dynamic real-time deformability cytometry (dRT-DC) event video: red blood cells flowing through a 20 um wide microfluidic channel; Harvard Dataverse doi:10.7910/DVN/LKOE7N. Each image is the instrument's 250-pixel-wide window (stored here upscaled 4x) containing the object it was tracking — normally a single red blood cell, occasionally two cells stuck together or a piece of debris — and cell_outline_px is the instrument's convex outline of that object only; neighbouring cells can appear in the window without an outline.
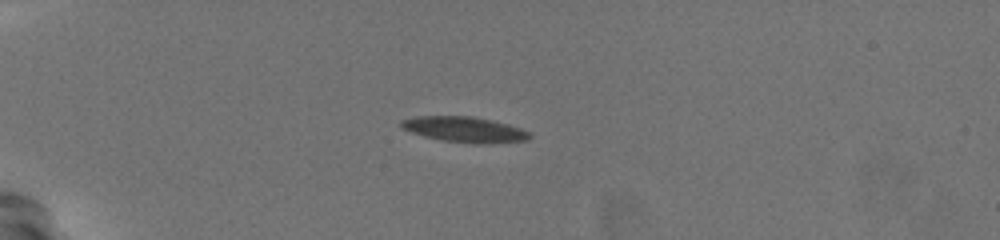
{"species": "common noctule bat (a hibernating species)", "species_latin": "Nyctalus noctula", "temperature_condition": "warm", "stored_images_in_passage": 42, "camera_frame_rate_fps": 3000, "um_per_image_px": 0.085, "animal": {"sex": "female", "body_mass_g": 19.5, "forearm_length_mm": 54.1}, "frame": {"image": 1, "passage_image": 1, "time_ms": 0.0, "image_size_px": [1000, 240], "cell_outline_px": [[532, 136], [528, 140], [488, 144], [472, 144], [440, 140], [424, 136], [400, 128], [400, 120], [416, 116], [472, 116], [492, 120], [508, 124], [532, 132]], "centroid_in_image_um": [39.51, 11.01], "position_along_channel_um": 45.5, "area_um2": 19.42}}
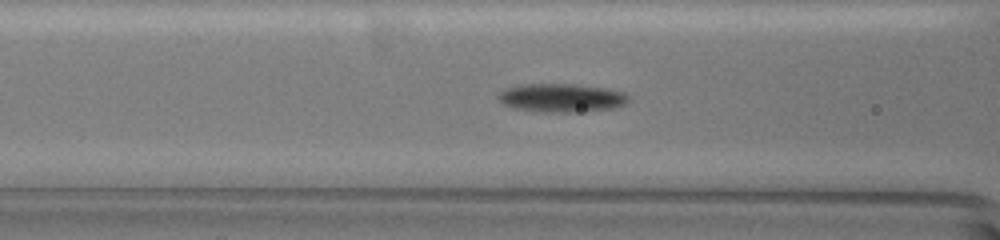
{"frame": {"image": 2, "passage_image": 11, "time_ms": 3.333, "image_size_px": [1000, 240], "cell_outline_px": [[628, 100], [624, 104], [612, 108], [576, 112], [544, 112], [512, 108], [504, 104], [496, 96], [504, 88], [528, 84], [576, 84], [608, 88], [624, 92], [628, 96]], "centroid_in_image_um": [47.71, 8.31], "position_along_channel_um": 118.9, "area_um2": 21.62}}
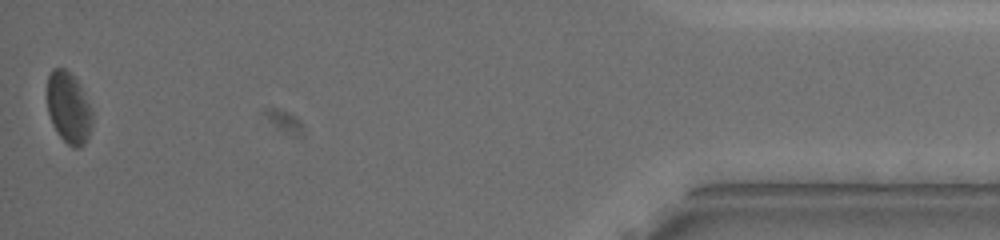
{"frame": {"image": 3, "passage_image": 42, "time_ms": 13.667, "image_size_px": [1000, 240], "cell_outline_px": [[92, 128], [88, 140], [80, 148], [72, 148], [60, 136], [52, 124], [48, 112], [48, 76], [52, 68], [64, 68], [80, 84], [92, 112]], "centroid_in_image_um": [5.85, 9.2], "position_along_channel_um": 429.4, "area_um2": 18.73}, "authors_computed_cell_mechanics": {"area_um2": 20.3456, "velocity_mm_per_s": 3.704, "shape_relaxation_time_tau1_ms": 6.6015, "shape_relaxation_time_tau2_ms": 5.8487, "deformation_change_tau1": 0.1282, "deformation_change_tau2": 0.1215}}